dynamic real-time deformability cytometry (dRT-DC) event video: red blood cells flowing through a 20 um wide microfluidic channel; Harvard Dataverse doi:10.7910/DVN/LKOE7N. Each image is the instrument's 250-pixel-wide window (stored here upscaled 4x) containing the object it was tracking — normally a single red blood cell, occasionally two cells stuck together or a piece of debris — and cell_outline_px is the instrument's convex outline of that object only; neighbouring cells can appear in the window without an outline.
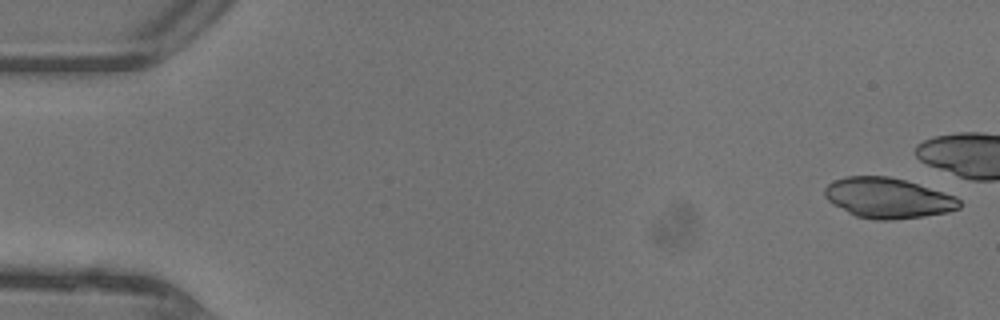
{"species": "common noctule bat (a hibernating species)", "species_latin": "Nyctalus noctula", "temperature_condition": "warm", "stored_images_in_passage": 7, "camera_frame_rate_fps": 3000, "um_per_image_px": 0.085, "animal": {"sex": "female"}, "frame": {"image": 1, "passage_image": 1, "time_ms": 0.0, "image_size_px": [1000, 320], "cell_outline_px": [[960, 208], [948, 212], [924, 216], [892, 220], [876, 220], [856, 216], [832, 204], [824, 196], [824, 188], [832, 180], [844, 176], [888, 176], [904, 180], [944, 192], [956, 196], [960, 200]], "centroid_in_image_um": [75.45, 16.83], "position_along_channel_um": 9.6, "area_um2": 31.73}}